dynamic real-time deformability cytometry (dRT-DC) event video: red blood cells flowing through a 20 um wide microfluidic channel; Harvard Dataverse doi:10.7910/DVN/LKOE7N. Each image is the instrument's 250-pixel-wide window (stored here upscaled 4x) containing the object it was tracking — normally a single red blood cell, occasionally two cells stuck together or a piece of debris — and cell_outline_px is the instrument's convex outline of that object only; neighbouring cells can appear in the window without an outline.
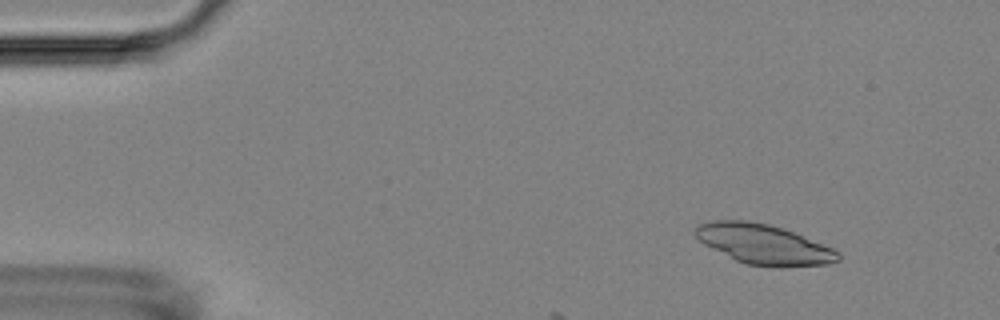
{"species": "Egyptian fruit bat (a non-hibernating species)", "species_latin": "Rousettus aegyptiacus", "temperature_condition": "room temperature", "stored_images_in_passage": 4, "camera_frame_rate_fps": 3000, "um_per_image_px": 0.085, "animal": {"sex": "female"}, "frame": {"image": 1, "passage_image": 2, "time_ms": 1.333, "image_size_px": [1000, 320], "cell_outline_px": [[840, 260], [828, 264], [780, 268], [772, 268], [748, 264], [736, 260], [704, 244], [696, 236], [696, 228], [700, 224], [716, 220], [744, 220], [768, 224], [792, 232], [832, 248], [840, 252]], "centroid_in_image_um": [64.95, 20.79], "position_along_channel_um": 20.0, "area_um2": 32.89}}